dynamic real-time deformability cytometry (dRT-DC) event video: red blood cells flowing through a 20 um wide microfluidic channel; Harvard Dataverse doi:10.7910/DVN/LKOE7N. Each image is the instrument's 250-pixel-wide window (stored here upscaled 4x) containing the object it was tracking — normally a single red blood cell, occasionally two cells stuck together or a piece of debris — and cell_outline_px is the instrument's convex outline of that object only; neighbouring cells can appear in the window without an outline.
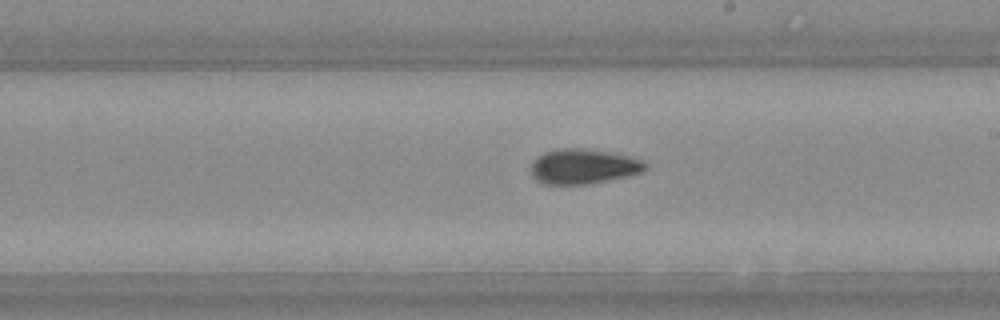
{"species": "Egyptian fruit bat (a non-hibernating species)", "species_latin": "Rousettus aegyptiacus", "temperature_condition": "warm", "stored_images_in_passage": 42, "camera_frame_rate_fps": 3000, "um_per_image_px": 0.085, "animal": {"sex": "female"}, "frame": {"image": 1, "passage_image": 30, "time_ms": 9.667, "image_size_px": [1000, 320], "cell_outline_px": [[648, 168], [640, 172], [628, 176], [592, 184], [544, 184], [536, 180], [532, 176], [532, 160], [536, 156], [544, 152], [560, 148], [584, 148], [608, 152], [628, 156], [644, 160], [648, 164]], "centroid_in_image_um": [49.59, 14.15], "position_along_channel_um": 239.4, "area_um2": 23.52}}